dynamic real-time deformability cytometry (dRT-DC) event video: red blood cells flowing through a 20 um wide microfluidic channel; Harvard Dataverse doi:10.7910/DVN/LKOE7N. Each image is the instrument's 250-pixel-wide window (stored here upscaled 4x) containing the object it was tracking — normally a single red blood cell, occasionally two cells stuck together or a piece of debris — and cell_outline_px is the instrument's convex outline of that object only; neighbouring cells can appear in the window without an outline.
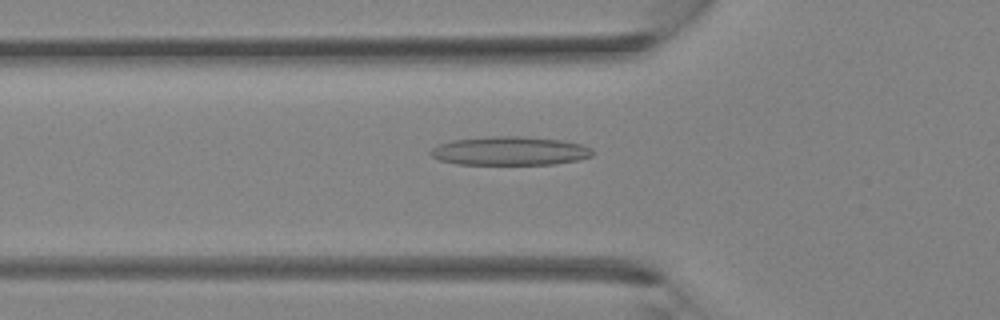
{"species": "Egyptian fruit bat (a non-hibernating species)", "species_latin": "Rousettus aegyptiacus", "temperature_condition": "room temperature", "stored_images_in_passage": 36, "camera_frame_rate_fps": 3000, "um_per_image_px": 0.085, "animal": {"sex": "female"}, "frame": {"image": 1, "passage_image": 12, "time_ms": 3.667, "image_size_px": [1000, 320], "cell_outline_px": [[596, 152], [592, 156], [576, 160], [552, 164], [456, 164], [440, 160], [432, 156], [428, 152], [432, 148], [440, 144], [452, 140], [492, 136], [524, 136], [564, 140], [580, 144], [592, 148]], "centroid_in_image_um": [43.36, 12.82], "position_along_channel_um": 82.4, "area_um2": 27.17}}
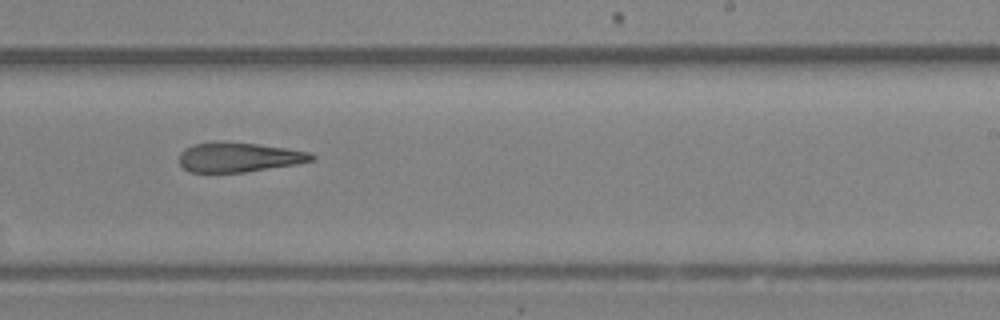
{"frame": {"image": 2, "passage_image": 22, "time_ms": 7.0, "image_size_px": [1000, 320], "cell_outline_px": [[316, 156], [312, 160], [296, 164], [244, 172], [188, 172], [180, 164], [180, 152], [184, 148], [192, 144], [216, 140], [224, 140], [288, 148], [308, 152]], "centroid_in_image_um": [20.25, 13.34], "position_along_channel_um": 268.8, "area_um2": 23.06}}
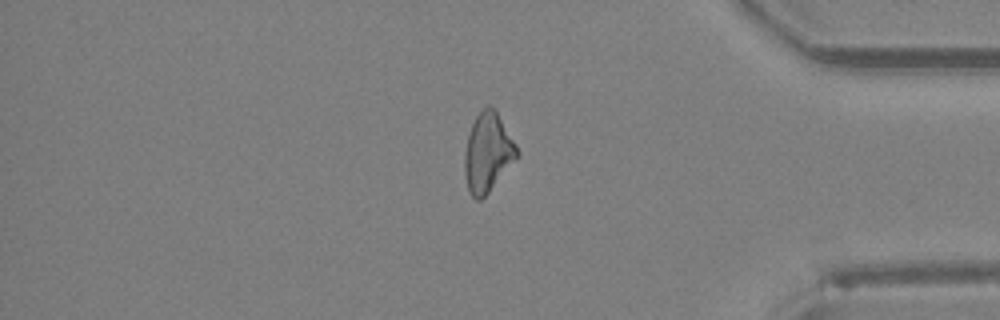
{"frame": {"image": 3, "passage_image": 30, "time_ms": 9.667, "image_size_px": [1000, 320], "cell_outline_px": [[520, 152], [488, 192], [480, 200], [476, 200], [468, 192], [464, 176], [464, 152], [468, 136], [472, 124], [476, 116], [488, 104], [496, 112], [516, 144]], "centroid_in_image_um": [41.42, 12.98], "position_along_channel_um": 393.8, "area_um2": 23.58}}